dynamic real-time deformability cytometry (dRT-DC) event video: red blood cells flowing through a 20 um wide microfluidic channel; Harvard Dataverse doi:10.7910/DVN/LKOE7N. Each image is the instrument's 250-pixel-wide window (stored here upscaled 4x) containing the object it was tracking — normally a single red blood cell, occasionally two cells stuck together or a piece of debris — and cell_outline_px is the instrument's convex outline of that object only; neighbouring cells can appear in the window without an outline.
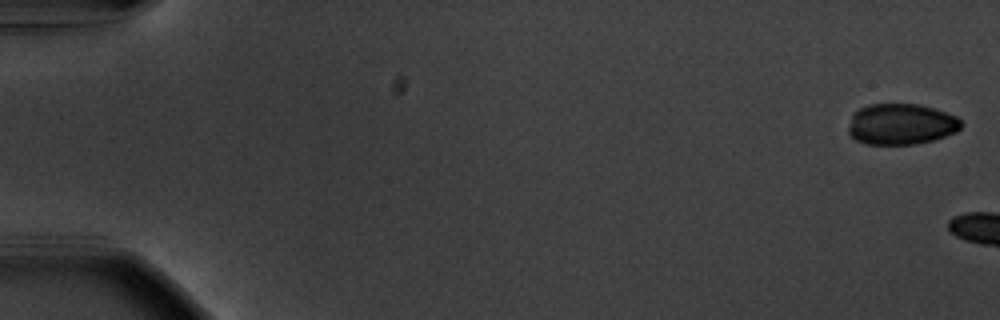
{"species": "common noctule bat (a hibernating species)", "species_latin": "Nyctalus noctula", "temperature_condition": "warm", "stored_images_in_passage": 4, "camera_frame_rate_fps": 3000, "um_per_image_px": 0.085, "animal": {"sex": "male", "body_mass_g": 20.1, "forearm_length_mm": 53.5}, "frame": {"image": 1, "passage_image": 1, "time_ms": 0.0, "image_size_px": [1000, 320], "cell_outline_px": [[964, 124], [956, 132], [936, 140], [916, 144], [868, 144], [856, 140], [848, 132], [848, 128], [852, 116], [860, 108], [868, 104], [920, 104], [956, 116]], "centroid_in_image_um": [76.62, 10.56], "position_along_channel_um": 8.4, "area_um2": 26.93}}